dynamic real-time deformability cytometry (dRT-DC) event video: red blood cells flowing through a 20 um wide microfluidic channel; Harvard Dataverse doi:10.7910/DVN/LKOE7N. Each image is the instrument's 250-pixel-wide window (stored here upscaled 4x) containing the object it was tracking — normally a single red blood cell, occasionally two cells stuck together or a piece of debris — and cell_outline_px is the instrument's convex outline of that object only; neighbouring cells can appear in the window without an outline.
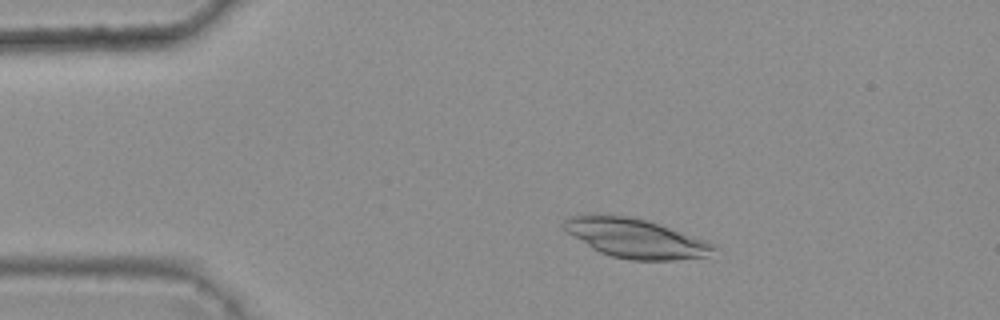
{"species": "common noctule bat (a hibernating species)", "species_latin": "Nyctalus noctula", "temperature_condition": "warm", "stored_images_in_passage": 7, "camera_frame_rate_fps": 3000, "um_per_image_px": 0.085, "animal": {"sex": "female", "body_mass_g": 25.1}, "frame": {"image": 1, "passage_image": 2, "time_ms": 0.333, "image_size_px": [1000, 320], "cell_outline_px": [[720, 248], [708, 256], [672, 260], [632, 260], [612, 256], [600, 252], [592, 248], [568, 232], [560, 224], [564, 220], [572, 216], [588, 212], [596, 212], [628, 216], [660, 224], [704, 240]], "centroid_in_image_um": [53.98, 20.22], "position_along_channel_um": 31.0, "area_um2": 34.33}}
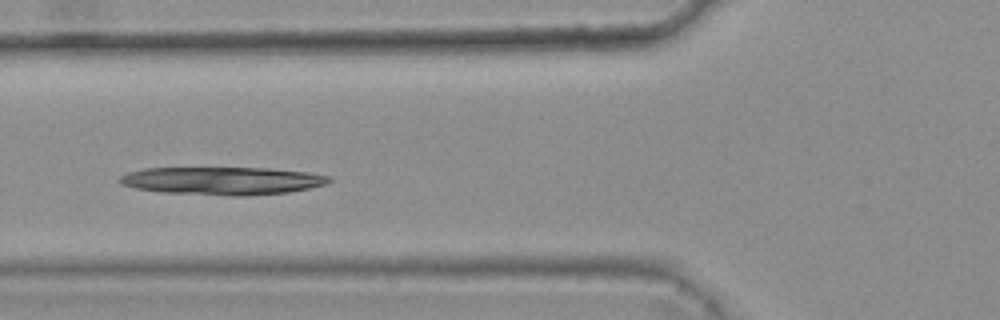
{"frame": {"image": 2, "passage_image": 5, "time_ms": 1.333, "image_size_px": [1000, 320], "cell_outline_px": [[332, 180], [328, 184], [288, 192], [244, 196], [232, 196], [160, 192], [136, 188], [120, 184], [116, 180], [120, 176], [128, 172], [144, 168], [268, 168], [308, 172], [328, 176]], "centroid_in_image_um": [18.87, 15.36], "position_along_channel_um": 106.9, "area_um2": 34.1}}
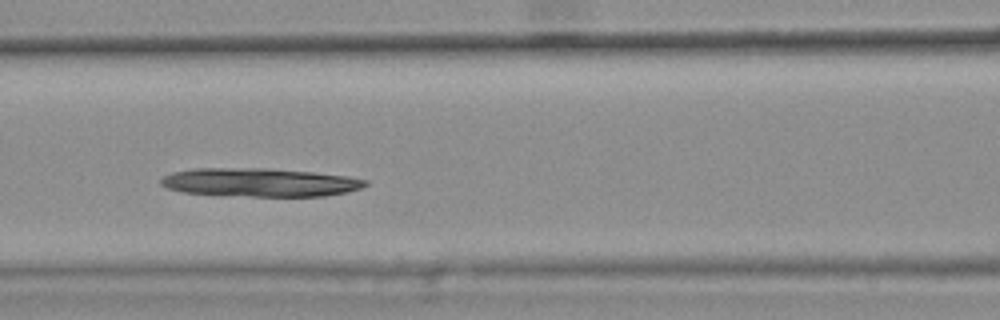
{"frame": {"image": 3, "passage_image": 6, "time_ms": 1.667, "image_size_px": [1000, 320], "cell_outline_px": [[368, 184], [360, 188], [348, 192], [324, 196], [252, 196], [180, 192], [168, 188], [160, 184], [160, 180], [164, 176], [172, 172], [192, 168], [268, 168], [312, 172], [348, 176], [368, 180]], "centroid_in_image_um": [22.09, 15.49], "position_along_channel_um": 144.5, "area_um2": 33.93}}